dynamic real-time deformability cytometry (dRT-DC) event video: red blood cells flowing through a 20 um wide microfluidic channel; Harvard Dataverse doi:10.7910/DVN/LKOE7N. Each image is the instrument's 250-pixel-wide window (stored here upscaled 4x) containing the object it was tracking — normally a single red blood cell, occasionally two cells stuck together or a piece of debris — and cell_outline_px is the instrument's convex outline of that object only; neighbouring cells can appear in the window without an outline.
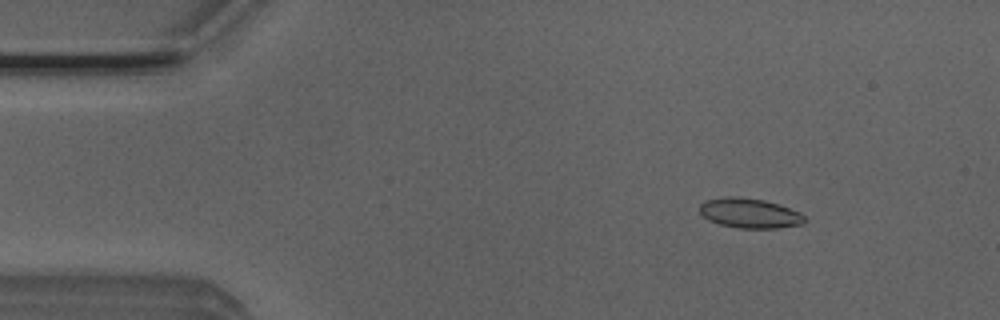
{"species": "Egyptian fruit bat (a non-hibernating species)", "species_latin": "Rousettus aegyptiacus", "temperature_condition": "room temperature", "stored_images_in_passage": 5, "camera_frame_rate_fps": 3000, "um_per_image_px": 0.085, "animal": {"sex": "male"}, "frame": {"image": 1, "passage_image": 2, "time_ms": 0.333, "image_size_px": [1000, 320], "cell_outline_px": [[804, 224], [776, 228], [740, 228], [720, 224], [708, 220], [700, 212], [700, 204], [704, 200], [728, 196], [736, 196], [764, 200], [780, 204], [800, 212], [804, 216]], "centroid_in_image_um": [63.72, 18.11], "position_along_channel_um": 21.3, "area_um2": 18.26}}